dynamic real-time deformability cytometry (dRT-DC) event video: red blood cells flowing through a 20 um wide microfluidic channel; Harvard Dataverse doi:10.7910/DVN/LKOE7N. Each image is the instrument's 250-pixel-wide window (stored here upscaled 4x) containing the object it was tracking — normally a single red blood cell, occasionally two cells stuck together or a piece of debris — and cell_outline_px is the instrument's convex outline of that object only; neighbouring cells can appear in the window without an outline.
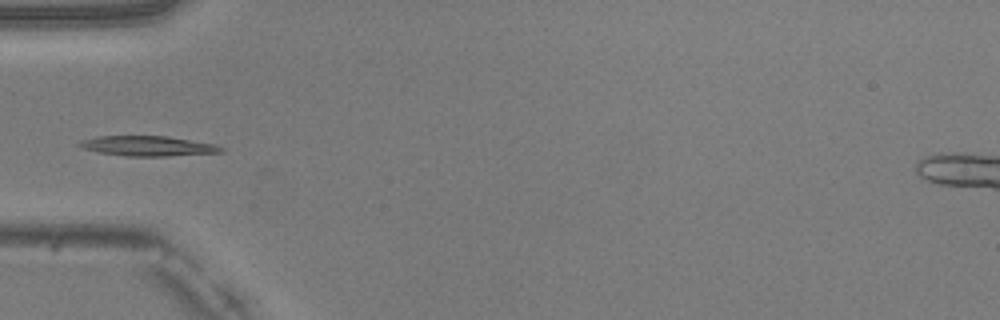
{"species": "common noctule bat (a hibernating species)", "species_latin": "Nyctalus noctula", "temperature_condition": "warm", "stored_images_in_passage": 31, "camera_frame_rate_fps": 3000, "um_per_image_px": 0.085, "animal": {"sex": "male", "body_mass_g": 20.5, "forearm_length_mm": 52.5}, "frame": {"image": 1, "passage_image": 1, "time_ms": 0.0, "image_size_px": [1000, 320], "cell_outline_px": [[224, 152], [168, 156], [128, 156], [100, 152], [84, 148], [76, 144], [80, 140], [100, 136], [168, 136], [216, 144], [224, 148]], "centroid_in_image_um": [12.62, 12.4], "position_along_channel_um": 72.4, "area_um2": 16.47}}
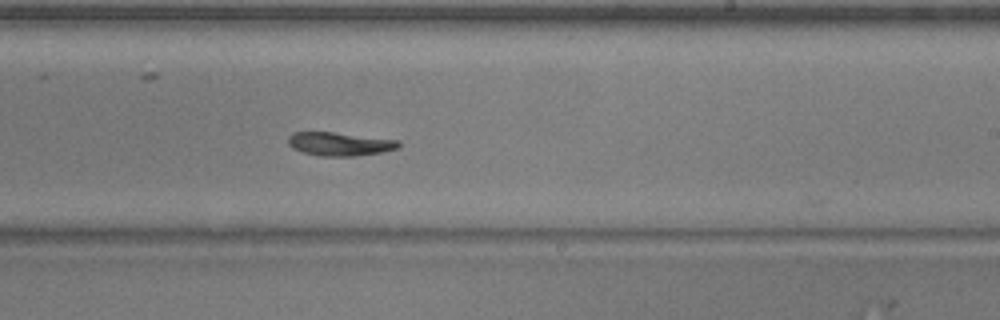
{"frame": {"image": 2, "passage_image": 15, "time_ms": 4.667, "image_size_px": [1000, 320], "cell_outline_px": [[400, 148], [380, 152], [352, 156], [320, 156], [304, 152], [292, 148], [288, 144], [288, 136], [292, 132], [332, 132], [400, 140]], "centroid_in_image_um": [28.87, 12.23], "position_along_channel_um": 260.1, "area_um2": 15.09}}
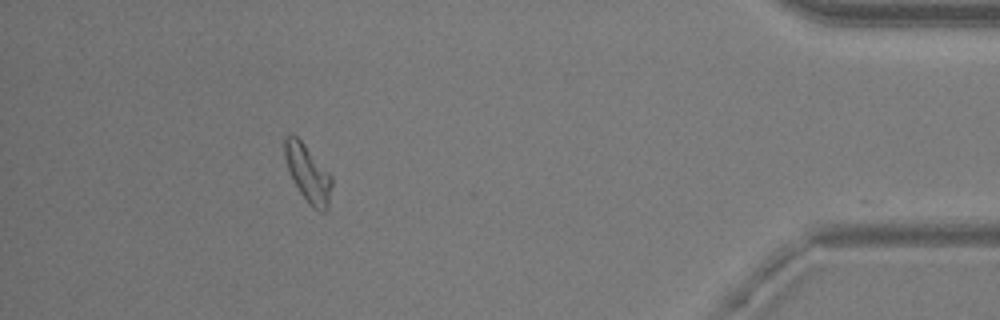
{"frame": {"image": 3, "passage_image": 30, "time_ms": 9.667, "image_size_px": [1000, 320], "cell_outline_px": [[332, 184], [328, 208], [324, 212], [320, 212], [312, 208], [300, 192], [288, 168], [284, 156], [284, 136], [288, 132], [292, 132], [304, 144], [332, 176]], "centroid_in_image_um": [26.17, 14.72], "position_along_channel_um": 409.0, "area_um2": 15.61}}